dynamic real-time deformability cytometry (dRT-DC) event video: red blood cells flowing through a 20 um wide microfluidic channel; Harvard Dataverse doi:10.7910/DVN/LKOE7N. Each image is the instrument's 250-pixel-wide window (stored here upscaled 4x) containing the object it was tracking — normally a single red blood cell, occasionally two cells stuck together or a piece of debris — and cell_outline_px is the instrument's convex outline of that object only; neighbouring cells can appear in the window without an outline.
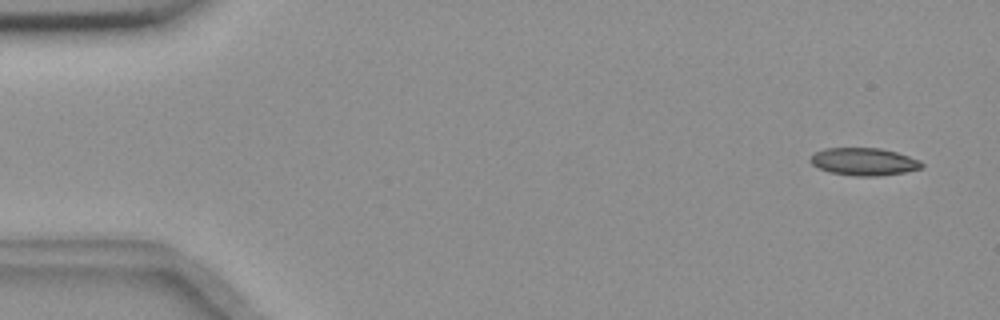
{"species": "common noctule bat (a hibernating species)", "species_latin": "Nyctalus noctula", "temperature_condition": "room temperature", "stored_images_in_passage": 55, "camera_frame_rate_fps": 3000, "um_per_image_px": 0.085, "animal": {"sex": "female", "body_mass_g": 18.4}, "frame": {"image": 1, "passage_image": 3, "time_ms": 0.667, "image_size_px": [1000, 320], "cell_outline_px": [[924, 168], [904, 172], [880, 176], [856, 176], [832, 172], [820, 168], [812, 164], [808, 160], [816, 152], [824, 148], [880, 148], [896, 152], [920, 160], [924, 164]], "centroid_in_image_um": [73.47, 13.74], "position_along_channel_um": 11.5, "area_um2": 17.8}}
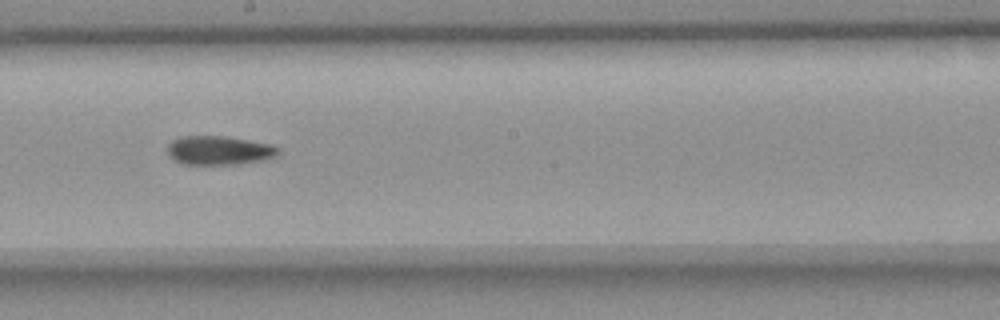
{"frame": {"image": 2, "passage_image": 31, "time_ms": 10.0, "image_size_px": [1000, 320], "cell_outline_px": [[280, 152], [276, 156], [268, 160], [240, 164], [184, 164], [172, 160], [168, 156], [168, 144], [172, 140], [180, 136], [224, 136], [272, 144], [280, 148]], "centroid_in_image_um": [18.65, 12.79], "position_along_channel_um": 229.6, "area_um2": 19.02}}
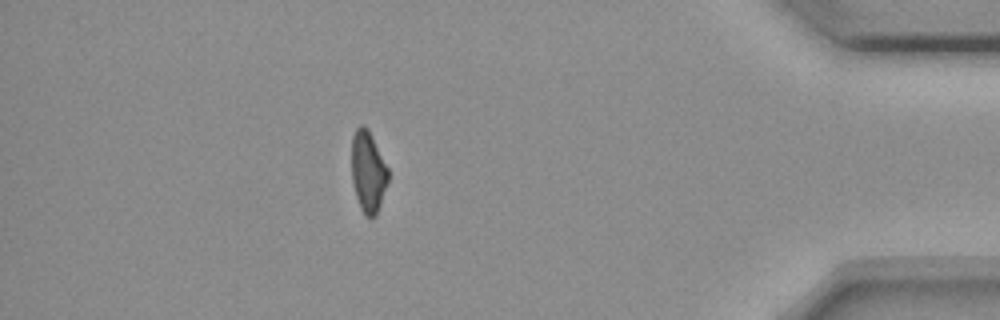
{"frame": {"image": 3, "passage_image": 49, "time_ms": 16.0, "image_size_px": [1000, 320], "cell_outline_px": [[388, 180], [376, 216], [372, 220], [364, 216], [360, 208], [352, 184], [352, 136], [356, 128], [360, 124], [364, 124], [368, 128], [388, 168]], "centroid_in_image_um": [31.27, 14.61], "position_along_channel_um": 403.9, "area_um2": 17.46}}